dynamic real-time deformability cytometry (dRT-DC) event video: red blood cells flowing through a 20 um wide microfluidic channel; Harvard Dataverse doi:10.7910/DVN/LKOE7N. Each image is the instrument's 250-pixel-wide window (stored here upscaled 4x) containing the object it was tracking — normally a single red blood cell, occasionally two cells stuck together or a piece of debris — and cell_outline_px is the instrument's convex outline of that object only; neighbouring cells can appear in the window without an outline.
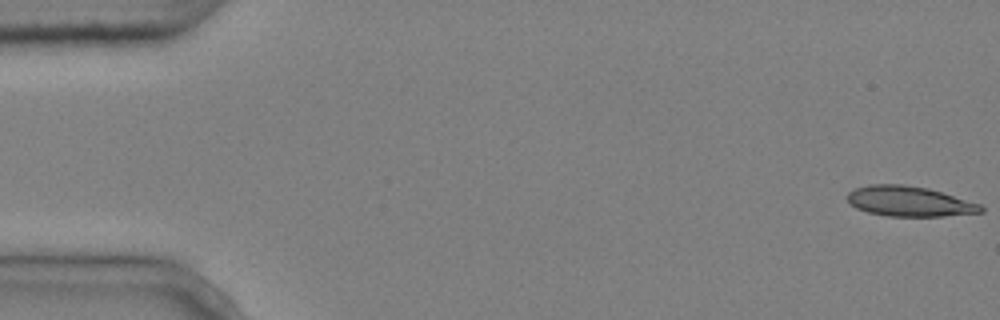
{"species": "common noctule bat (a hibernating species)", "species_latin": "Nyctalus noctula", "temperature_condition": "cold", "stored_images_in_passage": 7, "camera_frame_rate_fps": 3000, "um_per_image_px": 0.085, "animal": {"sex": "male", "body_mass_g": 20.4}, "frame": {"image": 1, "passage_image": 1, "time_ms": 0.0, "image_size_px": [1000, 320], "cell_outline_px": [[984, 212], [944, 216], [888, 216], [868, 212], [856, 208], [848, 200], [848, 192], [856, 188], [868, 184], [904, 184], [928, 188], [980, 204], [984, 208]], "centroid_in_image_um": [77.3, 17.11], "position_along_channel_um": 7.7, "area_um2": 23.35}}
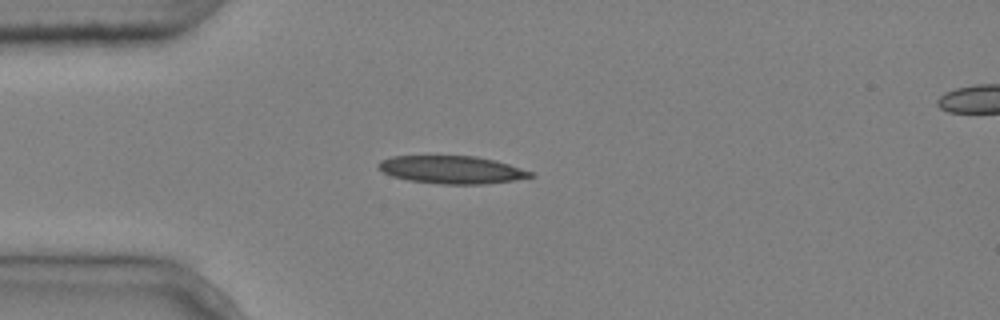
{"frame": {"image": 2, "passage_image": 4, "time_ms": 1.0, "image_size_px": [1000, 320], "cell_outline_px": [[536, 176], [512, 180], [484, 184], [440, 184], [408, 180], [392, 176], [376, 168], [376, 164], [380, 160], [392, 156], [476, 156], [496, 160], [532, 172]], "centroid_in_image_um": [38.35, 14.42], "position_along_channel_um": 46.6, "area_um2": 24.62}}